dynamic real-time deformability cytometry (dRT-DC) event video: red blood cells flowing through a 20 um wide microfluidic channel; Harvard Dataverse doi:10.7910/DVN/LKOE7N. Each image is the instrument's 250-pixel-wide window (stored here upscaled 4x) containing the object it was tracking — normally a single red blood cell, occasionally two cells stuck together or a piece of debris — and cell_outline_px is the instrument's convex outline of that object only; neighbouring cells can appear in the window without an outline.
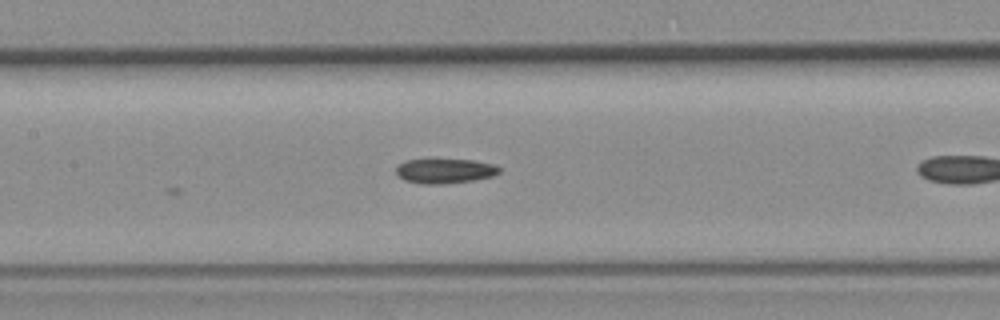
{"species": "common noctule bat (a hibernating species)", "species_latin": "Nyctalus noctula", "temperature_condition": "room temperature", "stored_images_in_passage": 7, "segment_of_instrument_passage": [1, 2], "camera_frame_rate_fps": 3000, "um_per_image_px": 0.085, "animal": {"sex": "female", "body_mass_g": 19.3, "forearm_length_mm": 54.1}, "frame": {"image": 1, "passage_image": 6, "time_ms": 5.667, "image_size_px": [1000, 320], "cell_outline_px": [[500, 172], [492, 176], [472, 180], [444, 184], [420, 184], [404, 180], [396, 176], [396, 168], [404, 160], [472, 160], [496, 164], [500, 168]], "centroid_in_image_um": [37.8, 14.54], "position_along_channel_um": 169.6, "area_um2": 14.85}}